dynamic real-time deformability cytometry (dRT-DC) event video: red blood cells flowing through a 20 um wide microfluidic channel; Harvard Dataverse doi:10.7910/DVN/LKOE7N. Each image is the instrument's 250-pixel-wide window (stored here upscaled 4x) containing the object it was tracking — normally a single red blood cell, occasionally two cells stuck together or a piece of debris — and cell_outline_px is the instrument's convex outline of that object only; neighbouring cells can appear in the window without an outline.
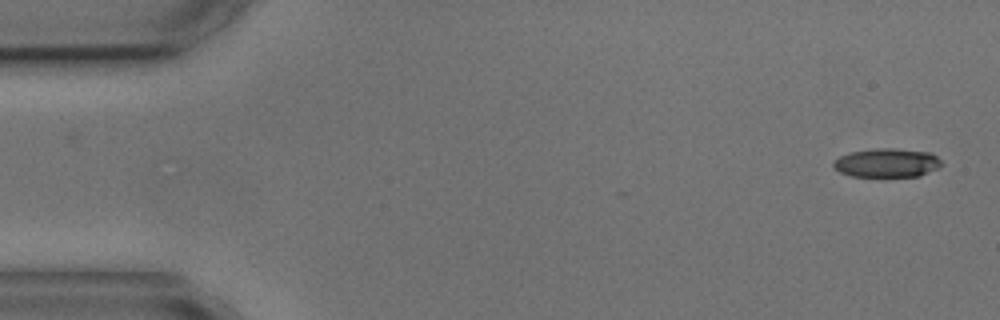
{"species": "common noctule bat (a hibernating species)", "species_latin": "Nyctalus noctula", "temperature_condition": "cold", "stored_images_in_passage": 8, "camera_frame_rate_fps": 3000, "um_per_image_px": 0.085, "animal": {"sex": "male", "body_mass_g": 17.9, "forearm_length_mm": 54.2}, "frame": {"image": 1, "passage_image": 1, "time_ms": 0.0, "image_size_px": [1000, 320], "cell_outline_px": [[940, 164], [936, 168], [920, 176], [852, 176], [840, 172], [832, 164], [840, 156], [852, 152], [876, 148], [892, 148], [932, 152], [940, 160]], "centroid_in_image_um": [75.39, 13.83], "position_along_channel_um": 9.6, "area_um2": 17.86}}